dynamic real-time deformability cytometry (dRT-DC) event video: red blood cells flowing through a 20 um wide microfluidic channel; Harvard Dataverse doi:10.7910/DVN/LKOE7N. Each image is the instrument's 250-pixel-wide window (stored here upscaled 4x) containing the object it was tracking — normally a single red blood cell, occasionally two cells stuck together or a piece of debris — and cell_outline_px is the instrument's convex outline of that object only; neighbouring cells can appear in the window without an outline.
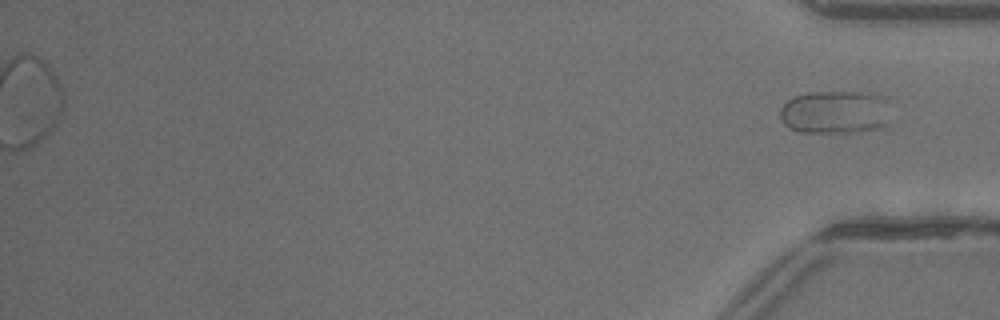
{"species": "common noctule bat (a hibernating species)", "species_latin": "Nyctalus noctula", "temperature_condition": "warm", "stored_images_in_passage": 35, "segment_of_instrument_passage": [2, 2], "camera_frame_rate_fps": 3000, "um_per_image_px": 0.085, "animal": {"sex": "male", "body_mass_g": 13.3}, "frame": {"image": 1, "passage_image": 35, "time_ms": 11.333, "image_size_px": [1000, 320], "cell_outline_px": [[884, 124], [880, 128], [852, 132], [800, 132], [788, 128], [784, 124], [780, 116], [780, 108], [792, 96], [808, 92], [860, 92], [876, 96], [884, 100]], "centroid_in_image_um": [70.82, 9.54], "position_along_channel_um": 364.4, "area_um2": 27.11}}